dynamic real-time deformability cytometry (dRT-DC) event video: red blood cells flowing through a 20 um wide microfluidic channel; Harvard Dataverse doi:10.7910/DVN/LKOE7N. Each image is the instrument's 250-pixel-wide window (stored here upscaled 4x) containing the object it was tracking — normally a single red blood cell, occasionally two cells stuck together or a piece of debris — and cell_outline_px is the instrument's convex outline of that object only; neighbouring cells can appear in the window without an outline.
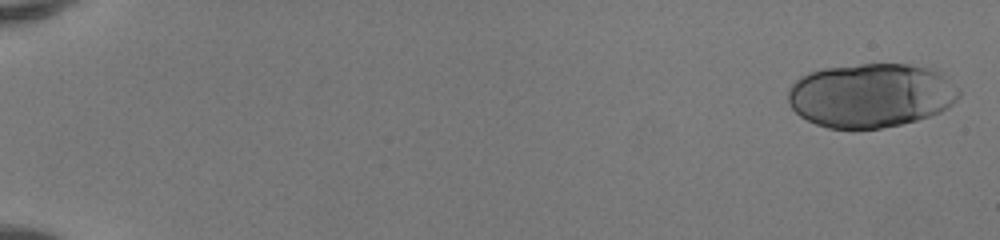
{"species": "human", "species_latin": "Homo sapiens", "temperature_condition": "room temperature", "stored_images_in_passage": 9, "camera_frame_rate_fps": 3000, "um_per_image_px": 0.085, "donor": {"sex": "female"}, "frame": {"image": 1, "passage_image": 2, "time_ms": 0.333, "image_size_px": [1000, 240], "cell_outline_px": [[960, 96], [952, 104], [940, 112], [916, 120], [900, 124], [880, 128], [828, 128], [816, 124], [800, 116], [788, 104], [788, 88], [800, 76], [808, 72], [824, 68], [860, 64], [908, 64], [928, 68], [940, 72], [960, 92]], "centroid_in_image_um": [73.99, 8.1], "position_along_channel_um": 11.0, "area_um2": 63.7}}